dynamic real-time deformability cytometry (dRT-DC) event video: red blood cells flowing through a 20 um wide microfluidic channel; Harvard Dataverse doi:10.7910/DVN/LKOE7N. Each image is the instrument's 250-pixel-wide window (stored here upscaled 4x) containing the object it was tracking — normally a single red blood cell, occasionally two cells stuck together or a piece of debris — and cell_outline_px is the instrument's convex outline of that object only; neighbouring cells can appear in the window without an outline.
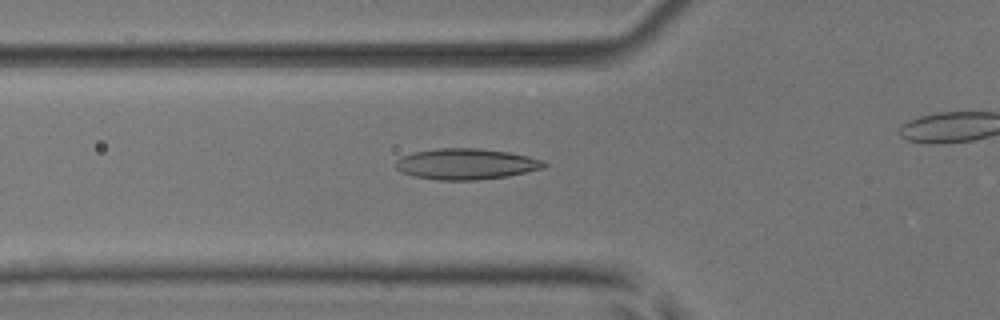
{"species": "common noctule bat (a hibernating species)", "species_latin": "Nyctalus noctula", "temperature_condition": "room temperature", "stored_images_in_passage": 15, "camera_frame_rate_fps": 3000, "um_per_image_px": 0.085, "animal": {"sex": "male", "body_mass_g": 17.9, "forearm_length_mm": 54.2}, "frame": {"image": 1, "passage_image": 3, "time_ms": 0.667, "image_size_px": [1000, 320], "cell_outline_px": [[548, 164], [544, 168], [508, 176], [476, 180], [436, 180], [412, 176], [396, 168], [396, 160], [400, 156], [412, 152], [436, 148], [476, 148], [508, 152], [528, 156], [544, 160]], "centroid_in_image_um": [39.61, 13.94], "position_along_channel_um": 86.2, "area_um2": 26.88}}
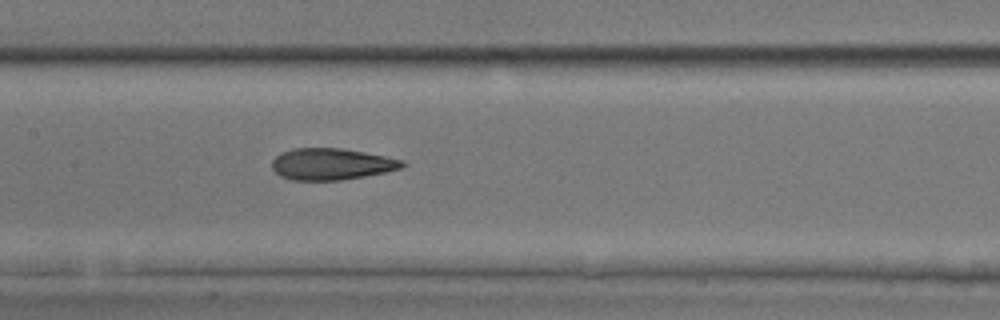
{"frame": {"image": 2, "passage_image": 10, "time_ms": 3.0, "image_size_px": [1000, 320], "cell_outline_px": [[408, 164], [400, 168], [384, 172], [364, 176], [340, 180], [292, 180], [280, 176], [272, 168], [272, 160], [280, 152], [296, 148], [340, 148], [364, 152], [404, 160]], "centroid_in_image_um": [28.16, 13.94], "position_along_channel_um": 179.2, "area_um2": 23.87}}
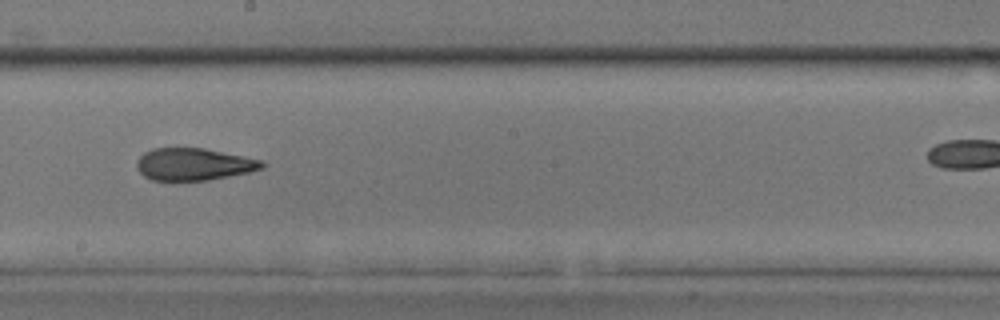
{"frame": {"image": 3, "passage_image": 14, "time_ms": 4.333, "image_size_px": [1000, 320], "cell_outline_px": [[268, 164], [264, 168], [248, 172], [208, 180], [172, 184], [152, 180], [144, 176], [136, 168], [136, 164], [140, 156], [144, 152], [152, 148], [204, 148], [264, 160]], "centroid_in_image_um": [16.45, 14.0], "position_along_channel_um": 231.8, "area_um2": 24.39}}